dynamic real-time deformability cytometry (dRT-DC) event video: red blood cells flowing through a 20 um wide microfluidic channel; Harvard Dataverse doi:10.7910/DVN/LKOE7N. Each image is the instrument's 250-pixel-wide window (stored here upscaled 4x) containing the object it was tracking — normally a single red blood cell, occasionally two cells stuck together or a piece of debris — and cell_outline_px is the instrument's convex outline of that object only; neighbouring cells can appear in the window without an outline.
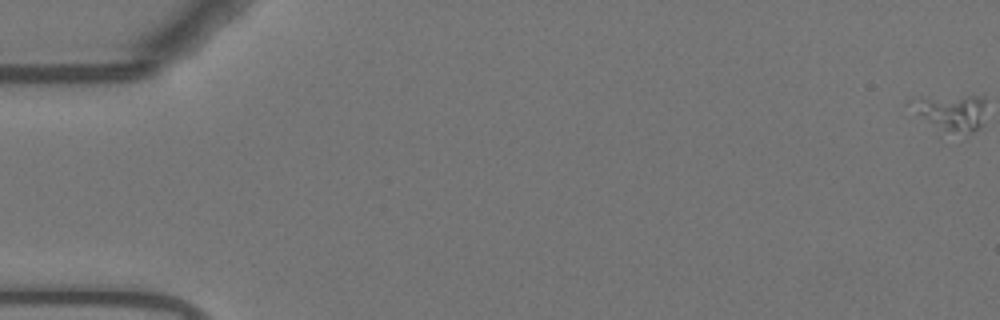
{"species": "Egyptian fruit bat (a non-hibernating species)", "species_latin": "Rousettus aegyptiacus", "temperature_condition": "warm", "stored_images_in_passage": 12, "segment_of_instrument_passage": [1, 2], "camera_frame_rate_fps": 3000, "um_per_image_px": 0.085, "animal": {"sex": "female"}, "frame": {"image": 1, "passage_image": 1, "time_ms": 0.0, "image_size_px": [1000, 320], "cell_outline_px": [[984, 124], [980, 128], [968, 136], [928, 120], [904, 104], [908, 100], [964, 96], [984, 96]], "centroid_in_image_um": [80.96, 9.53], "position_along_channel_um": 4.0, "area_um2": 15.03}}